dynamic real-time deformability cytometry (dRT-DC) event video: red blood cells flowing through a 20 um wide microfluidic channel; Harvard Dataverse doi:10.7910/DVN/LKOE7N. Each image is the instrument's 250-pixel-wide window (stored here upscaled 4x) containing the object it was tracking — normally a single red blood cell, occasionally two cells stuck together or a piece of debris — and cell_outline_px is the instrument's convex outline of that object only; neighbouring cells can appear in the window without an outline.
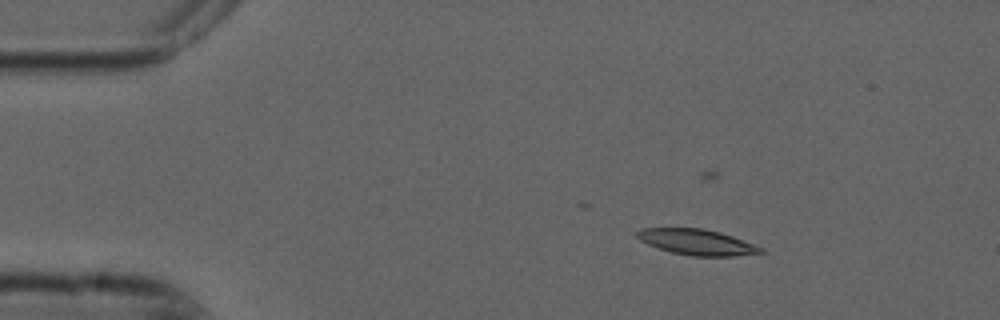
{"species": "common noctule bat (a hibernating species)", "species_latin": "Nyctalus noctula", "temperature_condition": "cold", "stored_images_in_passage": 14, "camera_frame_rate_fps": 3000, "um_per_image_px": 0.085, "animal": {"sex": "male", "forearm_length_mm": 52.5}, "frame": {"image": 1, "passage_image": 8, "time_ms": 2.333, "image_size_px": [1000, 320], "cell_outline_px": [[764, 252], [732, 256], [692, 256], [672, 252], [648, 244], [640, 240], [636, 236], [636, 232], [644, 228], [704, 228], [720, 232], [732, 236], [764, 248]], "centroid_in_image_um": [59.24, 20.57], "position_along_channel_um": 25.8, "area_um2": 18.32}}